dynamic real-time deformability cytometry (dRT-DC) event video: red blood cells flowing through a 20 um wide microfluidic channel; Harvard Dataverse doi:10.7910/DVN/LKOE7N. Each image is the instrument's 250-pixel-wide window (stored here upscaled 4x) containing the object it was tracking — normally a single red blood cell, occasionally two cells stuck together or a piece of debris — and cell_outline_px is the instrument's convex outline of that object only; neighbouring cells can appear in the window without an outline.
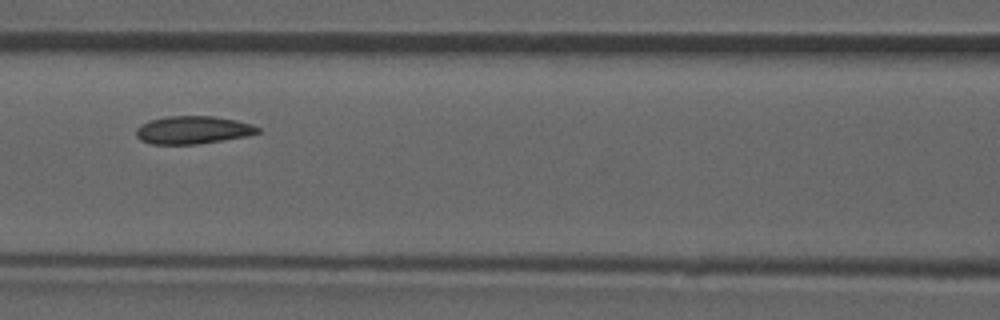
{"species": "common noctule bat (a hibernating species)", "species_latin": "Nyctalus noctula", "temperature_condition": "room temperature", "stored_images_in_passage": 5, "camera_frame_rate_fps": 3000, "um_per_image_px": 0.085, "animal": {"sex": "male", "forearm_length_mm": 52.5}, "frame": {"image": 1, "passage_image": 5, "time_ms": 6.0, "image_size_px": [1000, 320], "cell_outline_px": [[260, 132], [248, 136], [224, 140], [196, 144], [152, 144], [140, 140], [136, 136], [136, 128], [140, 124], [148, 120], [168, 116], [212, 116], [236, 120], [252, 124], [260, 128]], "centroid_in_image_um": [16.38, 11.05], "position_along_channel_um": 150.2, "area_um2": 19.88}}